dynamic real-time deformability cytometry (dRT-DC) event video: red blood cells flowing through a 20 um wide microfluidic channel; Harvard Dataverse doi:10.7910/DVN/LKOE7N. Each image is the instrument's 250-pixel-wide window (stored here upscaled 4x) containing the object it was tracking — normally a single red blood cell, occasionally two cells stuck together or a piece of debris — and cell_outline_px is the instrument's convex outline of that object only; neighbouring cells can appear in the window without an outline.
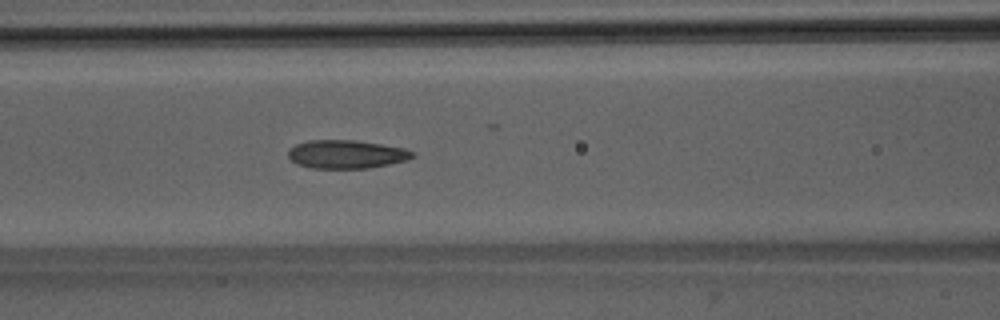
{"species": "Egyptian fruit bat (a non-hibernating species)", "species_latin": "Rousettus aegyptiacus", "temperature_condition": "room temperature", "stored_images_in_passage": 37, "camera_frame_rate_fps": 3000, "um_per_image_px": 0.085, "animal": {"sex": "male"}, "frame": {"image": 1, "passage_image": 8, "time_ms": 2.333, "image_size_px": [1000, 320], "cell_outline_px": [[416, 156], [408, 160], [368, 168], [312, 168], [296, 164], [288, 156], [288, 148], [296, 144], [308, 140], [352, 140], [380, 144], [404, 148], [416, 152]], "centroid_in_image_um": [29.44, 13.11], "position_along_channel_um": 137.2, "area_um2": 20.63}}
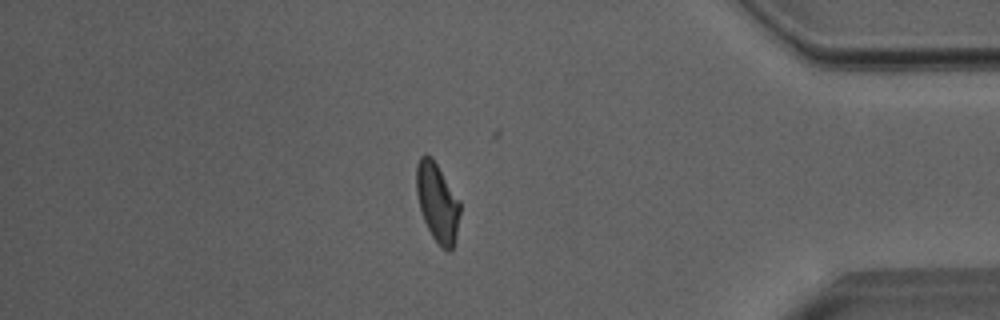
{"frame": {"image": 2, "passage_image": 30, "time_ms": 9.667, "image_size_px": [1000, 320], "cell_outline_px": [[460, 212], [456, 236], [452, 248], [448, 252], [440, 248], [432, 236], [424, 220], [420, 208], [416, 192], [416, 164], [420, 156], [424, 152], [432, 156], [460, 200]], "centroid_in_image_um": [37.17, 17.17], "position_along_channel_um": 398.0, "area_um2": 20.29}}
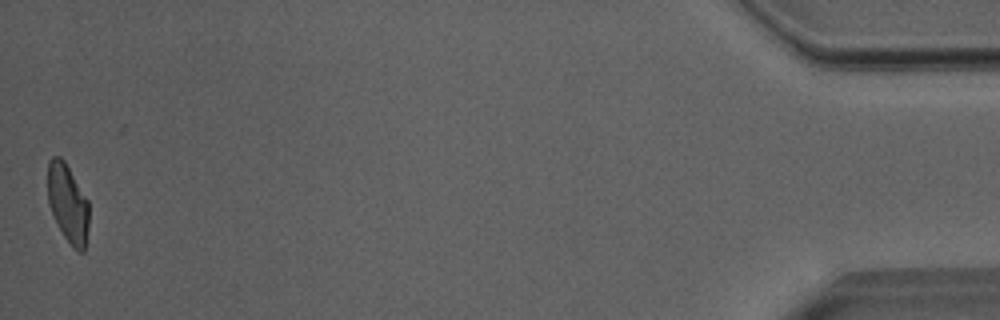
{"frame": {"image": 3, "passage_image": 37, "time_ms": 12.0, "image_size_px": [1000, 320], "cell_outline_px": [[88, 228], [84, 252], [80, 252], [72, 248], [56, 224], [52, 216], [48, 200], [48, 160], [52, 156], [60, 156], [64, 160], [88, 200]], "centroid_in_image_um": [5.75, 17.3], "position_along_channel_um": 429.4, "area_um2": 18.96}, "authors_computed_cell_mechanics": {"area_um2": 20.3456, "velocity_mm_per_s": 4.0111, "shape_relaxation_time_tau1_ms": 7.979, "shape_relaxation_time_tau2_ms": 1.4405, "deformation_change_tau1": 0.213, "deformation_change_tau2": 0.0851}}